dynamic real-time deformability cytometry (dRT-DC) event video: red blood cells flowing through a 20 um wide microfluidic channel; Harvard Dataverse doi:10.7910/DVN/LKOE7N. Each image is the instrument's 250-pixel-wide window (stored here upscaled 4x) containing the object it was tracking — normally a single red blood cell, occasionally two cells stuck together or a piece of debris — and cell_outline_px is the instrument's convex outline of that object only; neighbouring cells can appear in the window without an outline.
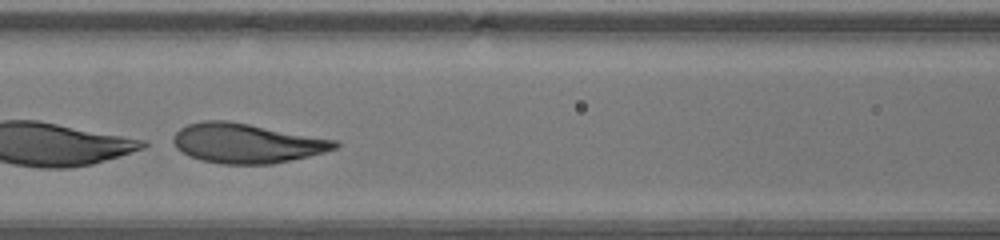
{"species": "human", "species_latin": "Homo sapiens", "temperature_condition": "warm", "stored_images_in_passage": 25, "camera_frame_rate_fps": 3000, "um_per_image_px": 0.085, "donor": {"sex": "male"}, "frame": {"image": 1, "passage_image": 9, "time_ms": 2.667, "image_size_px": [1000, 240], "cell_outline_px": [[340, 144], [336, 148], [324, 152], [292, 160], [272, 164], [220, 164], [200, 160], [188, 156], [180, 152], [176, 148], [172, 140], [172, 136], [180, 128], [188, 124], [204, 120], [228, 120], [336, 140]], "centroid_in_image_um": [20.91, 12.18], "position_along_channel_um": 145.7, "area_um2": 37.45}}
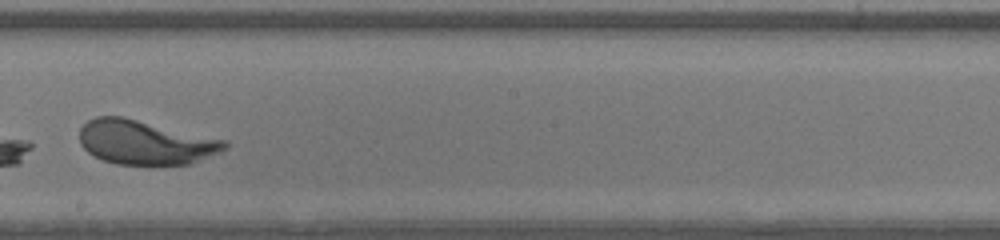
{"frame": {"image": 2, "passage_image": 15, "time_ms": 4.667, "image_size_px": [1000, 240], "cell_outline_px": [[228, 148], [220, 152], [188, 164], [116, 164], [92, 156], [80, 144], [80, 128], [88, 120], [96, 116], [124, 116], [228, 140]], "centroid_in_image_um": [12.35, 12.08], "position_along_channel_um": 235.8, "area_um2": 37.63}}
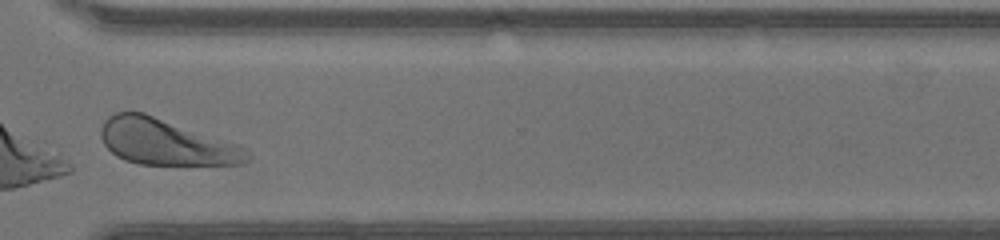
{"frame": {"image": 3, "passage_image": 23, "time_ms": 7.333, "image_size_px": [1000, 240], "cell_outline_px": [[252, 156], [248, 160], [240, 164], [140, 164], [124, 160], [116, 156], [104, 144], [100, 136], [100, 128], [104, 120], [108, 116], [116, 112], [144, 112], [240, 144], [248, 148]], "centroid_in_image_um": [14.13, 12.07], "position_along_channel_um": 356.5, "area_um2": 39.48}}